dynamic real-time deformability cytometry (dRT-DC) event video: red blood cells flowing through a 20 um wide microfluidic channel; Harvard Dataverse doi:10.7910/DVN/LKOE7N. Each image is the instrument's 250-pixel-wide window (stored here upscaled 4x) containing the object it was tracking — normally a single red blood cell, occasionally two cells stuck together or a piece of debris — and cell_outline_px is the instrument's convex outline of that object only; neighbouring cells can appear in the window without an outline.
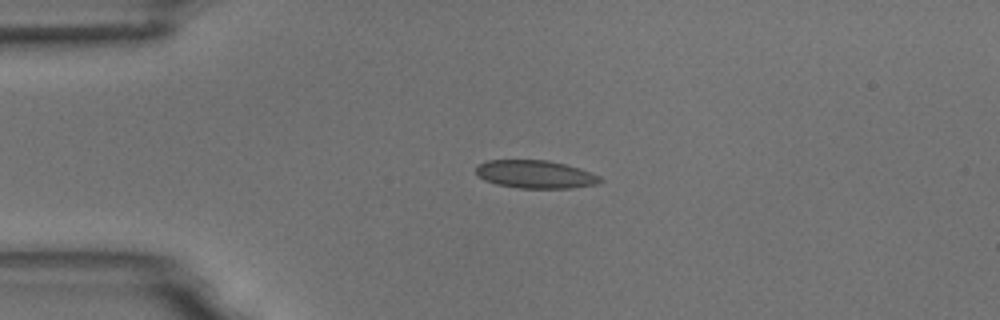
{"species": "common noctule bat (a hibernating species)", "species_latin": "Nyctalus noctula", "temperature_condition": "room temperature", "stored_images_in_passage": 3, "camera_frame_rate_fps": 3000, "um_per_image_px": 0.085, "animal": {"sex": "male", "body_mass_g": 18.8}, "frame": {"image": 1, "passage_image": 1, "time_ms": 0.0, "image_size_px": [1000, 320], "cell_outline_px": [[604, 180], [596, 184], [572, 188], [520, 188], [496, 184], [484, 180], [476, 172], [476, 168], [480, 164], [488, 160], [548, 160], [580, 168], [600, 176]], "centroid_in_image_um": [45.53, 14.82], "position_along_channel_um": 39.5, "area_um2": 20.17}}